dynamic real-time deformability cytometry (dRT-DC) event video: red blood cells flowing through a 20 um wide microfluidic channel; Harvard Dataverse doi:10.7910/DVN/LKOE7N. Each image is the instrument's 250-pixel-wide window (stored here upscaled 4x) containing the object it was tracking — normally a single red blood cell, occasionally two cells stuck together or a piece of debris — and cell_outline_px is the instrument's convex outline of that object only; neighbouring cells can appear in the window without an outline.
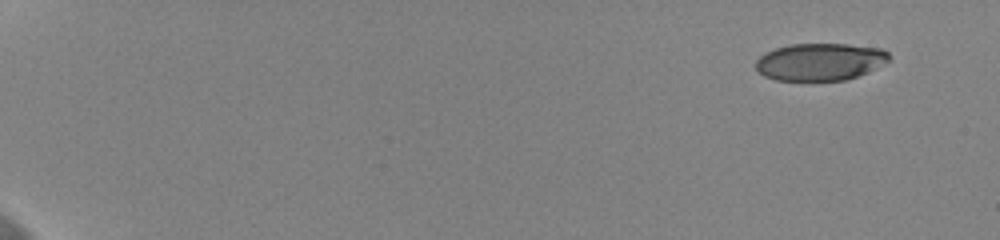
{"species": "human", "species_latin": "Homo sapiens", "temperature_condition": "cold", "stored_images_in_passage": 17, "camera_frame_rate_fps": 3000, "um_per_image_px": 0.085, "donor": {"sex": "female"}, "frame": {"image": 1, "passage_image": 1, "time_ms": 0.0, "image_size_px": [1000, 240], "cell_outline_px": [[888, 60], [856, 76], [844, 80], [776, 80], [764, 76], [756, 68], [756, 60], [764, 52], [776, 48], [792, 44], [848, 44], [880, 48], [888, 52]], "centroid_in_image_um": [69.63, 5.24], "position_along_channel_um": 15.4, "area_um2": 28.5}}
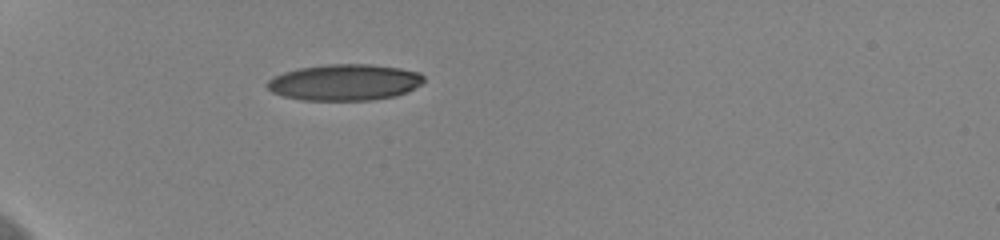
{"frame": {"image": 2, "passage_image": 10, "time_ms": 3.0, "image_size_px": [1000, 240], "cell_outline_px": [[424, 80], [420, 84], [396, 96], [372, 100], [304, 100], [284, 96], [272, 92], [264, 84], [272, 76], [284, 72], [300, 68], [328, 64], [372, 64], [400, 68], [420, 72], [424, 76]], "centroid_in_image_um": [29.27, 6.99], "position_along_channel_um": 55.7, "area_um2": 33.06}}